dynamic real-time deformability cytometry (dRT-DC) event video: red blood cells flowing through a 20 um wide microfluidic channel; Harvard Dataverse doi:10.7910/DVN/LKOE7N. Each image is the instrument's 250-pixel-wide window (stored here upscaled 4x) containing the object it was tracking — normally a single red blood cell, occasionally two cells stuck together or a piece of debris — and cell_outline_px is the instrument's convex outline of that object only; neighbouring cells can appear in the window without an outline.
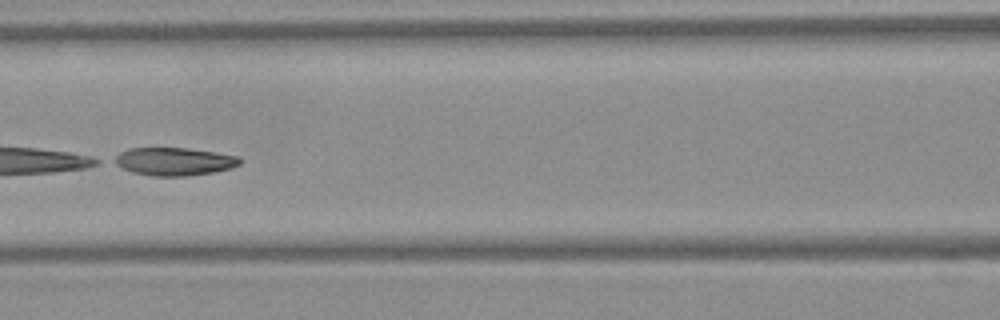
{"species": "Egyptian fruit bat (a non-hibernating species)", "species_latin": "Rousettus aegyptiacus", "temperature_condition": "warm", "stored_images_in_passage": 7, "camera_frame_rate_fps": 3000, "um_per_image_px": 0.085, "frame": {"image": 1, "passage_image": 6, "time_ms": 1.667, "image_size_px": [1000, 320], "cell_outline_px": [[240, 164], [232, 168], [212, 172], [188, 176], [152, 176], [132, 172], [108, 160], [120, 152], [128, 148], [188, 148], [240, 156]], "centroid_in_image_um": [14.77, 13.72], "position_along_channel_um": 151.8, "area_um2": 20.58}}
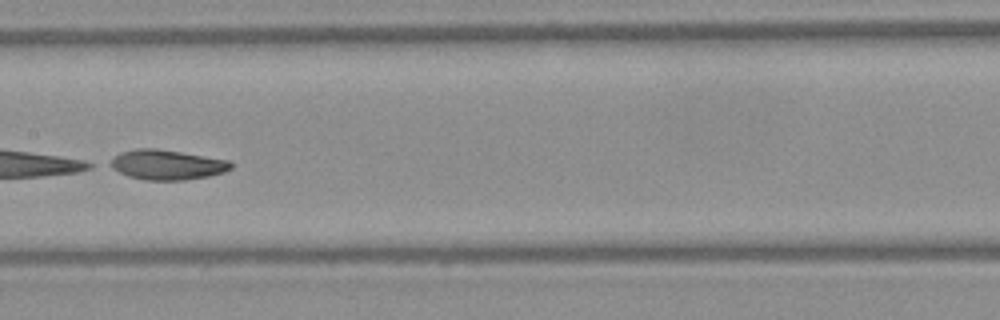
{"frame": {"image": 2, "passage_image": 7, "time_ms": 2.0, "image_size_px": [1000, 320], "cell_outline_px": [[232, 168], [224, 172], [208, 176], [184, 180], [144, 180], [128, 176], [104, 164], [120, 152], [136, 148], [156, 148], [232, 160]], "centroid_in_image_um": [14.17, 13.99], "position_along_channel_um": 193.2, "area_um2": 21.33}}